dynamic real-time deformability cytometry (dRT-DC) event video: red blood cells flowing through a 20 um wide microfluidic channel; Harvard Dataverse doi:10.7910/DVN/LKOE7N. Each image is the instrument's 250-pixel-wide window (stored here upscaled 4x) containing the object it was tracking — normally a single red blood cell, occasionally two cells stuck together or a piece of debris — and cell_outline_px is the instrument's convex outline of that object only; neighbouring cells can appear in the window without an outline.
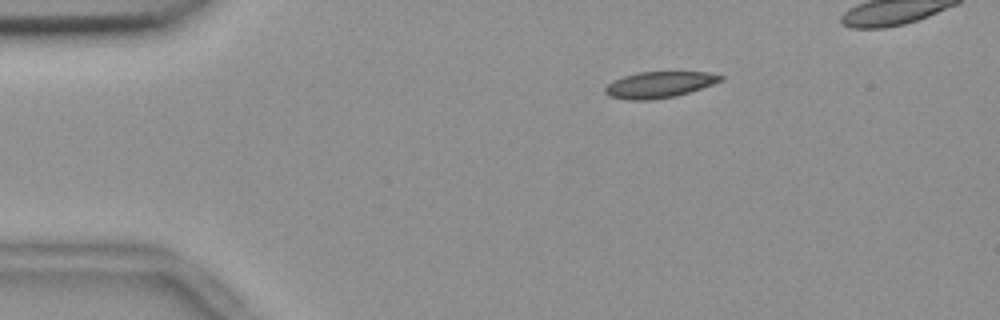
{"species": "common noctule bat (a hibernating species)", "species_latin": "Nyctalus noctula", "temperature_condition": "room temperature", "stored_images_in_passage": 51, "camera_frame_rate_fps": 3000, "um_per_image_px": 0.085, "animal": {"sex": "female", "body_mass_g": 18.4}, "frame": {"image": 1, "passage_image": 10, "time_ms": 3.0, "image_size_px": [1000, 320], "cell_outline_px": [[724, 80], [676, 96], [652, 100], [628, 100], [608, 96], [604, 92], [604, 88], [612, 80], [624, 76], [640, 72], [708, 72], [724, 76]], "centroid_in_image_um": [56.0, 7.2], "position_along_channel_um": 29.0, "area_um2": 17.63}}
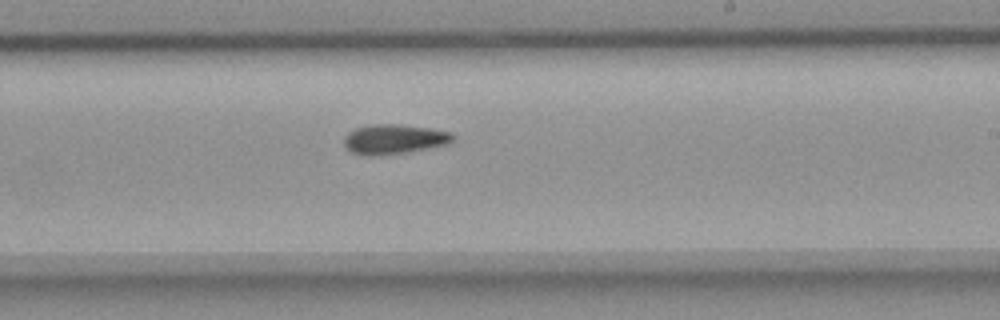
{"frame": {"image": 2, "passage_image": 33, "time_ms": 10.667, "image_size_px": [1000, 320], "cell_outline_px": [[456, 136], [448, 144], [408, 152], [380, 156], [364, 156], [352, 152], [344, 144], [344, 136], [348, 132], [356, 128], [372, 124], [400, 124], [432, 128], [452, 132]], "centroid_in_image_um": [33.51, 11.83], "position_along_channel_um": 255.5, "area_um2": 19.13}}
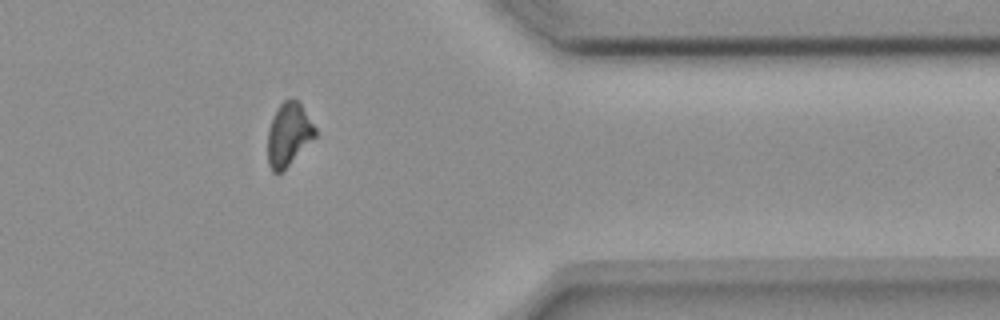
{"frame": {"image": 3, "passage_image": 45, "time_ms": 14.667, "image_size_px": [1000, 320], "cell_outline_px": [[316, 136], [280, 172], [272, 172], [268, 164], [268, 128], [280, 104], [284, 100], [300, 100], [316, 128]], "centroid_in_image_um": [24.54, 11.39], "position_along_channel_um": 386.9, "area_um2": 17.11}}